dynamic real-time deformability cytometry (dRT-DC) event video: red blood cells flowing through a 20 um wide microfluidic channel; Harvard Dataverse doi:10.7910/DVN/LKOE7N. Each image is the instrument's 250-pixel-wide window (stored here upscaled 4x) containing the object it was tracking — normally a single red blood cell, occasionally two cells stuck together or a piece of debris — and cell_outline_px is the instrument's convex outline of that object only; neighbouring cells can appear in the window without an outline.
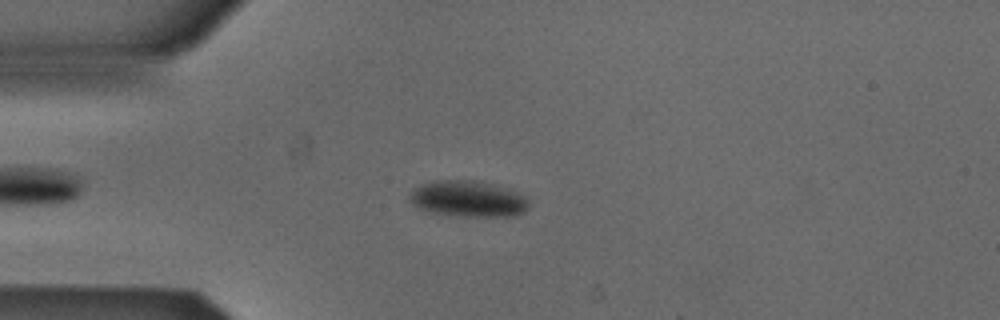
{"species": "Egyptian fruit bat (a non-hibernating species)", "species_latin": "Rousettus aegyptiacus", "temperature_condition": "cold", "stored_images_in_passage": 43, "camera_frame_rate_fps": 3000, "um_per_image_px": 0.085, "animal": {"sex": "male"}, "frame": {"image": 1, "passage_image": 4, "time_ms": 1.0, "image_size_px": [1000, 320], "cell_outline_px": [[528, 208], [524, 212], [516, 216], [460, 216], [432, 212], [420, 208], [412, 204], [408, 200], [408, 192], [412, 188], [420, 184], [432, 180], [472, 180], [492, 184], [508, 188], [524, 196], [528, 200]], "centroid_in_image_um": [39.74, 16.89], "position_along_channel_um": 45.3, "area_um2": 25.32}}
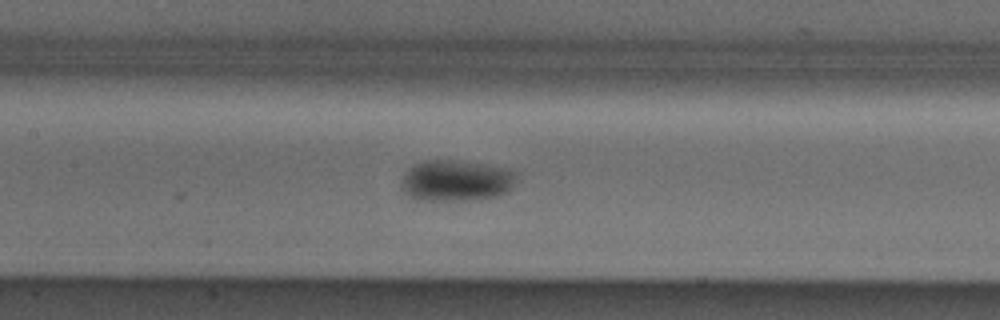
{"frame": {"image": 2, "passage_image": 15, "time_ms": 4.667, "image_size_px": [1000, 320], "cell_outline_px": [[516, 176], [512, 188], [508, 192], [496, 196], [464, 200], [420, 200], [408, 196], [400, 188], [400, 180], [404, 172], [412, 164], [424, 160], [456, 160], [484, 164], [504, 168], [516, 172]], "centroid_in_image_um": [38.7, 15.34], "position_along_channel_um": 168.7, "area_um2": 27.86}}
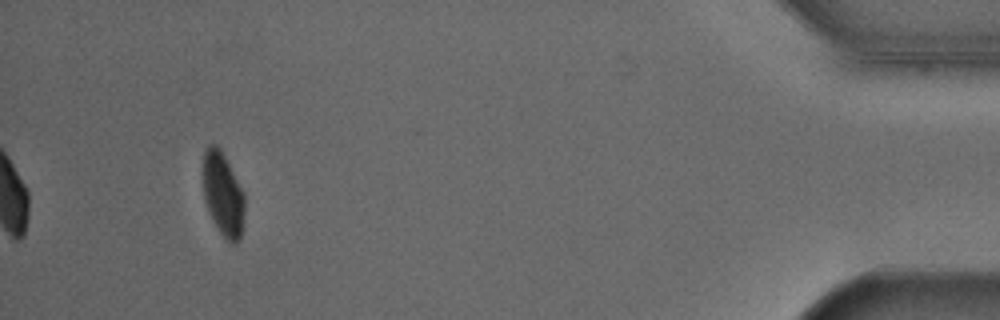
{"frame": {"image": 3, "passage_image": 40, "time_ms": 13.0, "image_size_px": [1000, 320], "cell_outline_px": [[244, 212], [240, 240], [236, 244], [232, 244], [220, 232], [208, 212], [204, 196], [200, 172], [204, 148], [208, 144], [216, 144], [220, 148], [244, 192]], "centroid_in_image_um": [18.9, 16.44], "position_along_channel_um": 416.3, "area_um2": 20.81}}